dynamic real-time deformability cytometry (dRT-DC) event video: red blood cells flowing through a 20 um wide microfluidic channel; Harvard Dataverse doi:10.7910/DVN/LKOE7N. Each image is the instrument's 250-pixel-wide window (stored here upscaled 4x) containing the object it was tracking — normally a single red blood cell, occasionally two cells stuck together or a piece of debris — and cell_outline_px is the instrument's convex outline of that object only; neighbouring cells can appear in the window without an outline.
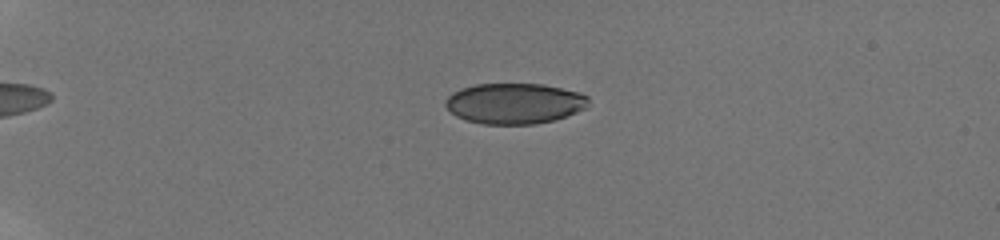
{"species": "human", "species_latin": "Homo sapiens", "temperature_condition": "room temperature", "stored_images_in_passage": 14, "camera_frame_rate_fps": 3000, "um_per_image_px": 0.085, "donor": {"sex": "male"}, "frame": {"image": 1, "passage_image": 7, "time_ms": 4.333, "image_size_px": [1000, 240], "cell_outline_px": [[588, 100], [584, 108], [576, 112], [556, 120], [536, 124], [480, 124], [456, 116], [444, 104], [444, 100], [452, 92], [460, 88], [476, 84], [544, 84], [580, 92], [588, 96]], "centroid_in_image_um": [43.71, 8.79], "position_along_channel_um": 41.3, "area_um2": 33.99}}
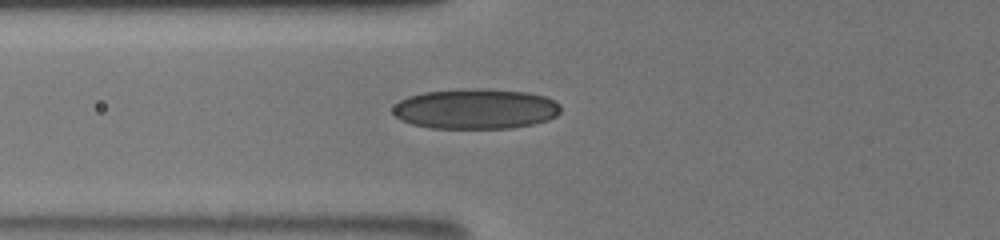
{"frame": {"image": 2, "passage_image": 11, "time_ms": 7.333, "image_size_px": [1000, 240], "cell_outline_px": [[560, 112], [556, 116], [548, 120], [532, 124], [512, 128], [432, 128], [412, 124], [400, 120], [392, 112], [392, 108], [400, 100], [408, 96], [424, 92], [460, 88], [480, 88], [528, 92], [544, 96], [560, 104]], "centroid_in_image_um": [40.41, 9.24], "position_along_channel_um": 85.4, "area_um2": 39.59}}
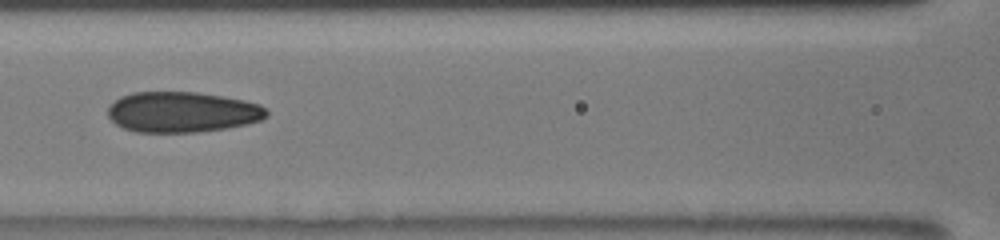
{"frame": {"image": 3, "passage_image": 13, "time_ms": 9.0, "image_size_px": [1000, 240], "cell_outline_px": [[268, 116], [260, 120], [248, 124], [228, 128], [196, 132], [136, 132], [124, 128], [116, 124], [108, 116], [108, 108], [120, 96], [132, 92], [196, 92], [224, 96], [244, 100], [260, 104], [268, 112]], "centroid_in_image_um": [15.5, 9.52], "position_along_channel_um": 151.1, "area_um2": 37.63}}